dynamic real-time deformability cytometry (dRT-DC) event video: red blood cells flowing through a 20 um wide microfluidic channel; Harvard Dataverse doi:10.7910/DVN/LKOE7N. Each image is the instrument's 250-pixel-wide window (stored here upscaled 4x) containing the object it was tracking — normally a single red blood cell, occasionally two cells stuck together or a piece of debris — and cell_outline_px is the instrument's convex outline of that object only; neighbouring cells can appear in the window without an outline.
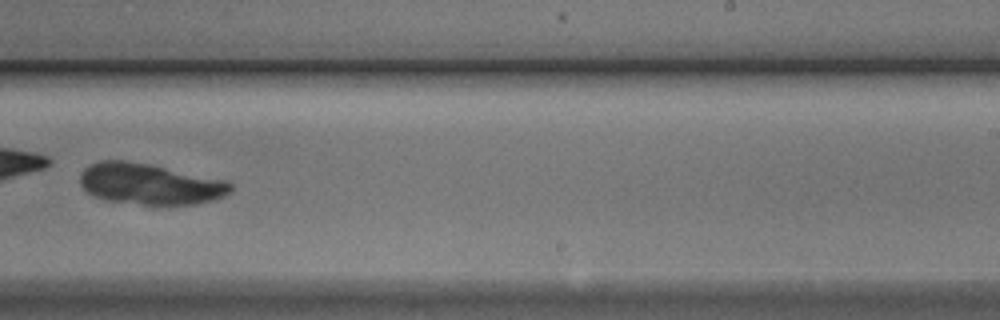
{"species": "Egyptian fruit bat (a non-hibernating species)", "species_latin": "Rousettus aegyptiacus", "temperature_condition": "cold", "stored_images_in_passage": 14, "camera_frame_rate_fps": 3000, "um_per_image_px": 0.085, "animal": {"sex": "male"}, "frame": {"image": 1, "passage_image": 10, "time_ms": 11.333, "image_size_px": [1000, 320], "cell_outline_px": [[232, 188], [224, 196], [212, 200], [196, 204], [144, 204], [104, 200], [92, 196], [80, 184], [80, 176], [84, 168], [100, 160], [124, 160], [148, 164], [224, 180], [232, 184]], "centroid_in_image_um": [12.69, 15.64], "position_along_channel_um": 276.3, "area_um2": 35.55}}